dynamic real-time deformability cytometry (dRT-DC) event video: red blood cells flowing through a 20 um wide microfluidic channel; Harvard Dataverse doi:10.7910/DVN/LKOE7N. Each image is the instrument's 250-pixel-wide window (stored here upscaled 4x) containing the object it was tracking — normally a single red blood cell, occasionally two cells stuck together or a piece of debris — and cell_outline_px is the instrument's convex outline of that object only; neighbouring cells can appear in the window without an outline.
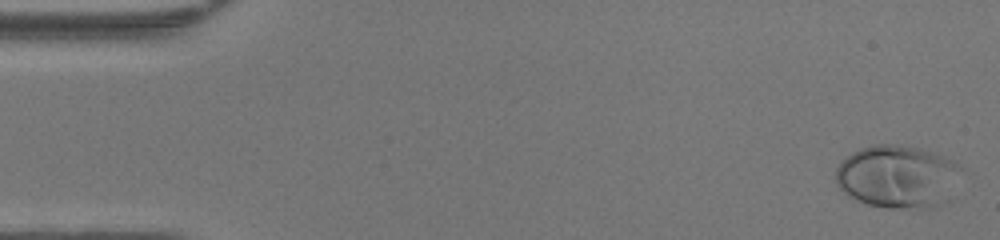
{"species": "human", "species_latin": "Homo sapiens", "temperature_condition": "warm", "stored_images_in_passage": 47, "camera_frame_rate_fps": 3000, "um_per_image_px": 0.085, "donor": {"sex": "female"}, "frame": {"image": 1, "passage_image": 1, "time_ms": 0.0, "image_size_px": [1000, 240], "cell_outline_px": [[968, 168], [948, 200], [932, 208], [888, 208], [868, 204], [856, 200], [848, 196], [836, 184], [836, 168], [840, 160], [852, 152], [860, 148], [872, 144], [892, 144], [920, 148], [932, 152], [952, 160]], "centroid_in_image_um": [76.36, 15.01], "position_along_channel_um": 8.6, "area_um2": 47.05}}
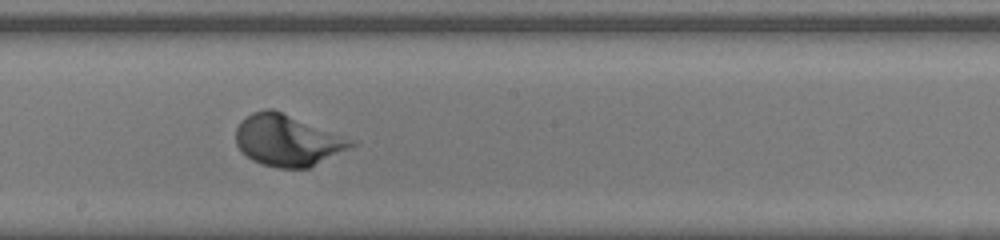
{"frame": {"image": 2, "passage_image": 26, "time_ms": 8.333, "image_size_px": [1000, 240], "cell_outline_px": [[360, 140], [356, 144], [308, 168], [276, 168], [252, 160], [236, 144], [236, 128], [252, 112], [264, 108], [272, 108]], "centroid_in_image_um": [24.5, 11.9], "position_along_channel_um": 223.7, "area_um2": 34.56}}
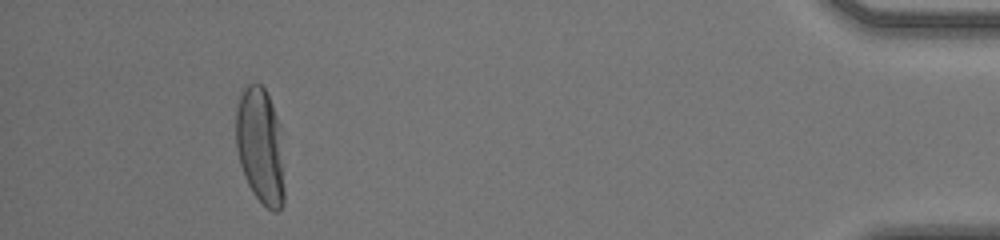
{"frame": {"image": 3, "passage_image": 44, "time_ms": 14.333, "image_size_px": [1000, 240], "cell_outline_px": [[284, 204], [276, 212], [272, 212], [252, 192], [244, 176], [240, 164], [236, 148], [236, 112], [240, 96], [244, 88], [248, 84], [260, 84], [264, 88], [268, 96], [280, 124], [284, 188]], "centroid_in_image_um": [22.13, 12.43], "position_along_channel_um": 413.1, "area_um2": 32.77}, "authors_computed_cell_mechanics": {"area_um2": 33.4662, "velocity_mm_per_s": 4.2912, "shape_relaxation_time_tau1_ms": 1.7996, "shape_relaxation_time_tau2_ms": null, "deformation_change_tau1": 0.1755, "deformation_change_tau2": null}}